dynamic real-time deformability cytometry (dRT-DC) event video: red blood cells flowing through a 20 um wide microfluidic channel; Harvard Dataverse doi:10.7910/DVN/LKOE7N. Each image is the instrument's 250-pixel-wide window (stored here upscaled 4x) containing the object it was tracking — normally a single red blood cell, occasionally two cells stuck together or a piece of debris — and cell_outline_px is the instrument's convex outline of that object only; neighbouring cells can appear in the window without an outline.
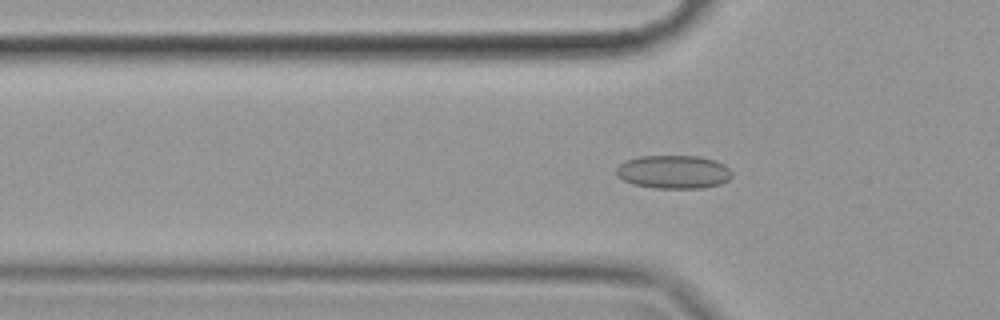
{"species": "common noctule bat (a hibernating species)", "species_latin": "Nyctalus noctula", "temperature_condition": "cold", "stored_images_in_passage": 57, "camera_frame_rate_fps": 3000, "um_per_image_px": 0.085, "animal": {"sex": "female", "body_mass_g": 19.9}, "frame": {"image": 1, "passage_image": 18, "time_ms": 5.667, "image_size_px": [1000, 320], "cell_outline_px": [[732, 176], [728, 180], [720, 184], [704, 188], [656, 188], [632, 184], [616, 176], [616, 168], [624, 160], [640, 156], [700, 156], [716, 160], [724, 164], [732, 172]], "centroid_in_image_um": [57.25, 14.61], "position_along_channel_um": 68.5, "area_um2": 22.72}}
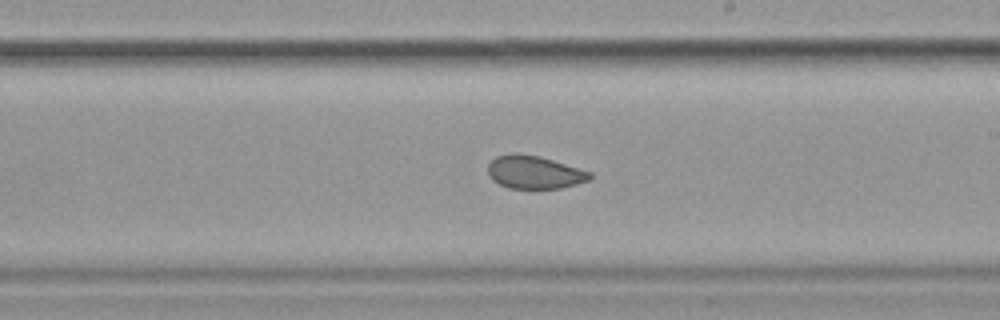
{"frame": {"image": 2, "passage_image": 33, "time_ms": 10.667, "image_size_px": [1000, 320], "cell_outline_px": [[592, 176], [588, 180], [576, 184], [560, 188], [508, 188], [492, 180], [488, 176], [488, 164], [496, 156], [516, 152], [540, 156], [592, 172]], "centroid_in_image_um": [45.4, 14.63], "position_along_channel_um": 243.6, "area_um2": 19.65}}
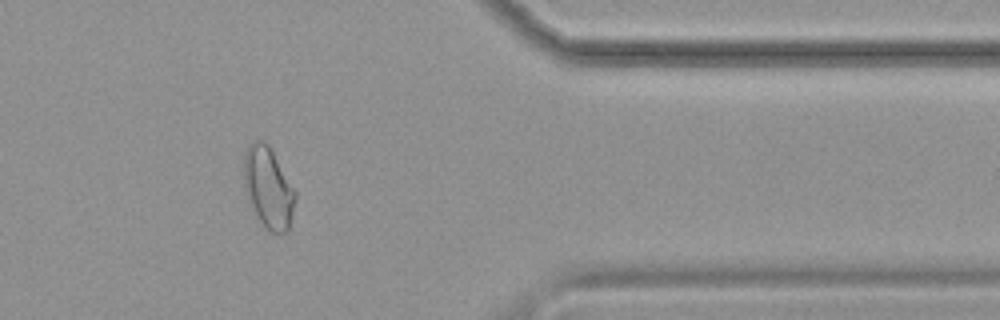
{"frame": {"image": 3, "passage_image": 47, "time_ms": 15.333, "image_size_px": [1000, 320], "cell_outline_px": [[296, 196], [288, 232], [268, 232], [264, 228], [248, 204], [244, 188], [244, 152], [248, 144], [256, 140], [264, 140], [268, 144], [296, 192]], "centroid_in_image_um": [22.77, 15.97], "position_along_channel_um": 388.6, "area_um2": 24.51}, "authors_computed_cell_mechanics": {"area_um2": 22.253, "velocity_mm_per_s": 3.5166, "shape_relaxation_time_tau1_ms": null, "shape_relaxation_time_tau2_ms": 1.3318, "deformation_change_tau1": null, "deformation_change_tau2": 0.0458}}